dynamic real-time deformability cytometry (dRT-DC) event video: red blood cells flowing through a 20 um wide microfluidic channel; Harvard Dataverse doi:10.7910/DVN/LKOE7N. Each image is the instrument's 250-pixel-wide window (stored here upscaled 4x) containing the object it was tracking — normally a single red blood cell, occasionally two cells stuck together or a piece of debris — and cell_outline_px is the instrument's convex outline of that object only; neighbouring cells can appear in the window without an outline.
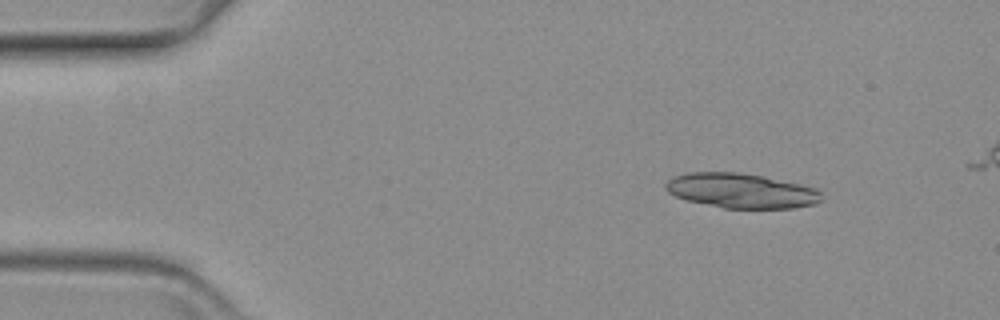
{"species": "common noctule bat (a hibernating species)", "species_latin": "Nyctalus noctula", "temperature_condition": "warm", "stored_images_in_passage": 49, "segment_of_instrument_passage": [1, 2], "camera_frame_rate_fps": 3000, "um_per_image_px": 0.085, "animal": {"sex": "female", "body_mass_g": 19.3, "forearm_length_mm": 54.1}, "frame": {"image": 1, "passage_image": 1, "time_ms": 0.0, "image_size_px": [1000, 320], "cell_outline_px": [[824, 200], [816, 204], [792, 208], [724, 208], [688, 200], [676, 196], [668, 192], [664, 188], [664, 184], [668, 180], [676, 176], [688, 172], [740, 172], [764, 176], [800, 184], [816, 188], [820, 192]], "centroid_in_image_um": [63.03, 16.21], "position_along_channel_um": 22.0, "area_um2": 31.62}}